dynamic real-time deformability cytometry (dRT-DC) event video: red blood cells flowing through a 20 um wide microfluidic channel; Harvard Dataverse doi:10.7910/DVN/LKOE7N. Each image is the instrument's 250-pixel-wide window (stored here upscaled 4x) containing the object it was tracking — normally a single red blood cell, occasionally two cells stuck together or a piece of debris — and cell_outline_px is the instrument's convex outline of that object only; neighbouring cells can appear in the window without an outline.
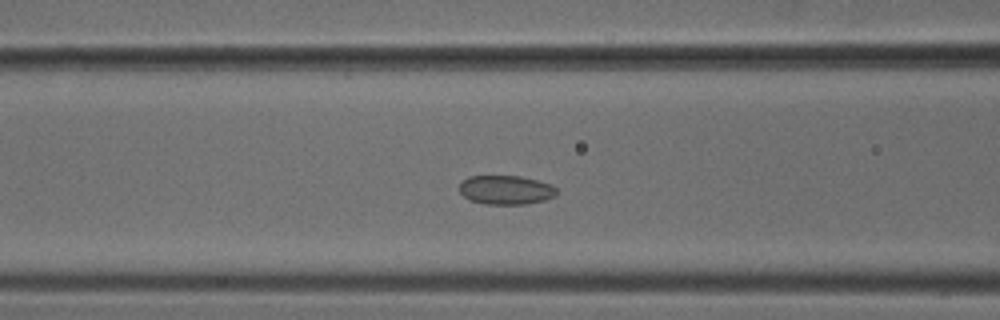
{"species": "common noctule bat (a hibernating species)", "species_latin": "Nyctalus noctula", "temperature_condition": "cold", "stored_images_in_passage": 48, "camera_frame_rate_fps": 3000, "um_per_image_px": 0.085, "animal": {"sex": "male", "body_mass_g": 18.8}, "frame": {"image": 1, "passage_image": 18, "time_ms": 5.667, "image_size_px": [1000, 320], "cell_outline_px": [[556, 196], [544, 200], [524, 204], [484, 204], [468, 200], [460, 192], [460, 184], [468, 176], [520, 176], [552, 184], [556, 188]], "centroid_in_image_um": [43.0, 16.14], "position_along_channel_um": 123.6, "area_um2": 16.47}}
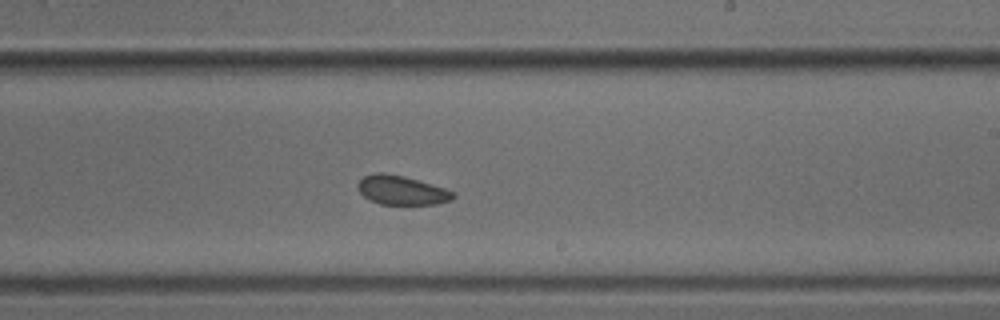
{"frame": {"image": 2, "passage_image": 28, "time_ms": 9.0, "image_size_px": [1000, 320], "cell_outline_px": [[456, 196], [452, 200], [436, 204], [380, 204], [364, 196], [356, 188], [356, 184], [364, 176], [376, 172], [384, 172], [404, 176], [444, 188], [456, 192]], "centroid_in_image_um": [34.14, 16.16], "position_along_channel_um": 254.9, "area_um2": 16.18}}
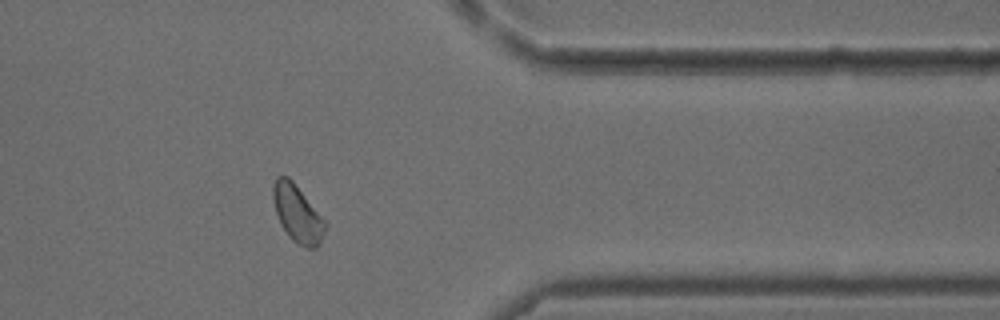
{"frame": {"image": 3, "passage_image": 39, "time_ms": 12.667, "image_size_px": [1000, 320], "cell_outline_px": [[328, 224], [320, 244], [316, 248], [308, 248], [292, 240], [288, 236], [280, 224], [276, 212], [272, 196], [272, 188], [276, 176], [288, 176], [292, 180], [328, 220]], "centroid_in_image_um": [25.33, 18.15], "position_along_channel_um": 386.1, "area_um2": 17.86}}